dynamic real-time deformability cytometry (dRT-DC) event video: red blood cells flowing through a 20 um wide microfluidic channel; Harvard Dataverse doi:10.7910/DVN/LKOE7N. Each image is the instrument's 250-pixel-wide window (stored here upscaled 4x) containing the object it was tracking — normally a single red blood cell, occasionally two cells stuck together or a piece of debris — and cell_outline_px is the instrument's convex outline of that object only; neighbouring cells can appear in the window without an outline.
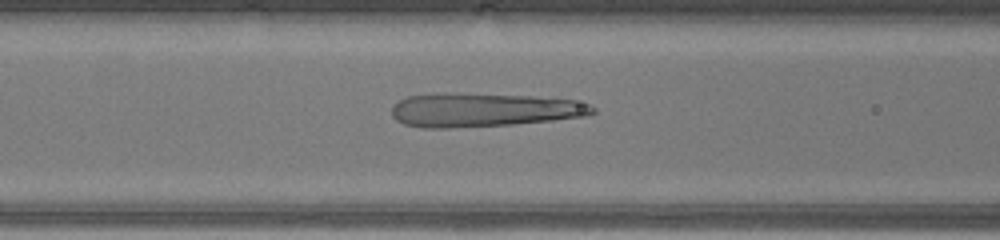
{"species": "human", "species_latin": "Homo sapiens", "temperature_condition": "warm", "stored_images_in_passage": 32, "camera_frame_rate_fps": 3000, "um_per_image_px": 0.085, "donor": {"sex": "male"}, "frame": {"image": 1, "passage_image": 13, "time_ms": 4.0, "image_size_px": [1000, 240], "cell_outline_px": [[596, 112], [584, 116], [552, 120], [512, 124], [448, 128], [420, 128], [404, 124], [396, 120], [392, 116], [392, 108], [400, 100], [408, 96], [532, 96], [572, 100], [592, 104], [596, 108]], "centroid_in_image_um": [41.17, 9.4], "position_along_channel_um": 125.4, "area_um2": 37.8}}
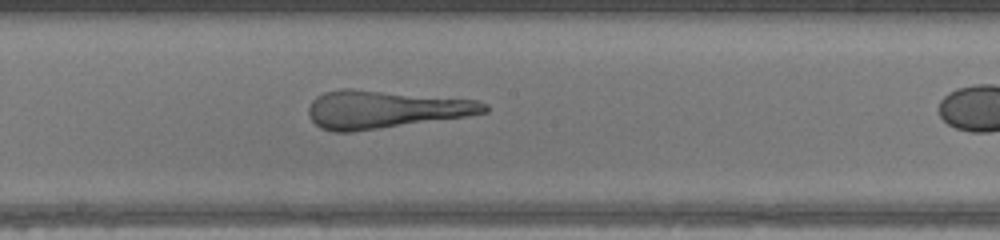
{"frame": {"image": 2, "passage_image": 19, "time_ms": 6.0, "image_size_px": [1000, 240], "cell_outline_px": [[488, 112], [468, 116], [352, 132], [332, 132], [320, 128], [308, 116], [308, 108], [312, 100], [316, 96], [324, 92], [340, 88], [352, 88], [480, 100], [488, 104]], "centroid_in_image_um": [32.72, 9.29], "position_along_channel_um": 215.5, "area_um2": 39.19}}
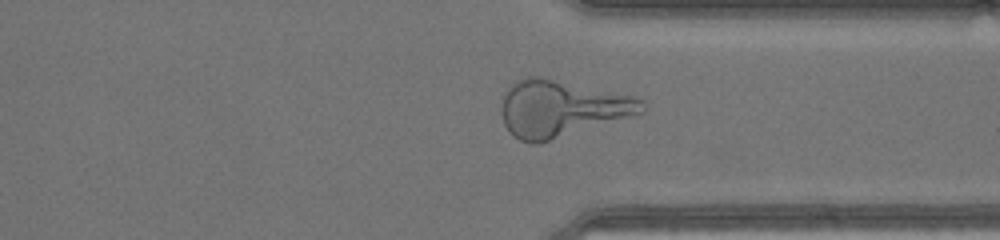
{"frame": {"image": 3, "passage_image": 29, "time_ms": 9.333, "image_size_px": [1000, 240], "cell_outline_px": [[644, 112], [640, 116], [540, 144], [532, 144], [520, 140], [512, 136], [504, 124], [500, 112], [500, 108], [504, 92], [516, 80], [528, 76], [540, 76], [636, 96], [644, 100]], "centroid_in_image_um": [47.78, 9.25], "position_along_channel_um": 363.6, "area_um2": 47.74}}